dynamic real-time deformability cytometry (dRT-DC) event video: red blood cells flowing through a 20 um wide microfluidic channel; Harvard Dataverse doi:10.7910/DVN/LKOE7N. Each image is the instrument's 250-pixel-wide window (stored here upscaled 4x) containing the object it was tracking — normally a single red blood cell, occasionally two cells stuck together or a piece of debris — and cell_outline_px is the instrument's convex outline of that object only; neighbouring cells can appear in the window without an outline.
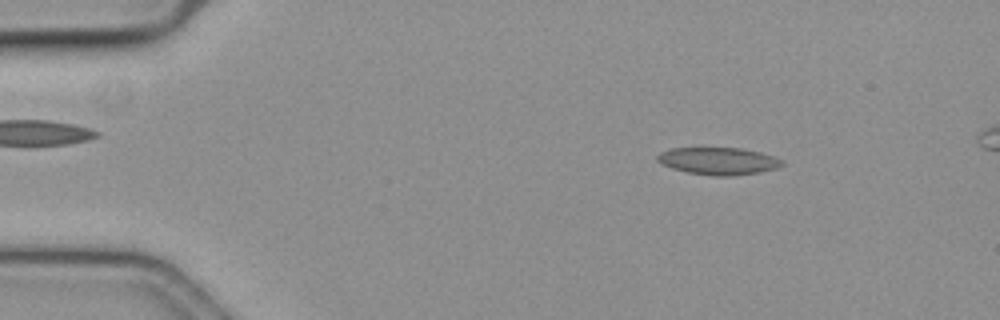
{"species": "common noctule bat (a hibernating species)", "species_latin": "Nyctalus noctula", "temperature_condition": "cold", "stored_images_in_passage": 51, "camera_frame_rate_fps": 3000, "um_per_image_px": 0.085, "animal": {"sex": "female", "body_mass_g": 19.3, "forearm_length_mm": 54.1}, "frame": {"image": 1, "passage_image": 2, "time_ms": 0.333, "image_size_px": [1000, 320], "cell_outline_px": [[784, 164], [776, 168], [760, 172], [728, 176], [716, 176], [688, 172], [672, 168], [656, 160], [656, 156], [660, 152], [672, 148], [740, 148], [760, 152], [776, 156], [784, 160]], "centroid_in_image_um": [61.1, 13.68], "position_along_channel_um": 23.9, "area_um2": 19.77}}
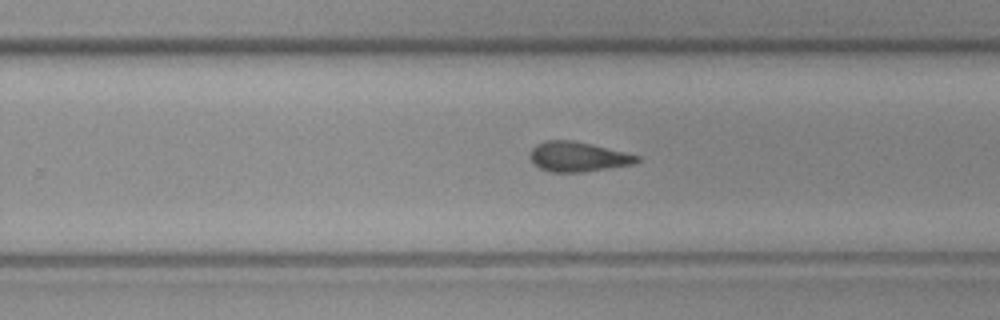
{"frame": {"image": 2, "passage_image": 30, "time_ms": 9.667, "image_size_px": [1000, 320], "cell_outline_px": [[640, 160], [632, 164], [584, 172], [552, 172], [540, 168], [528, 156], [532, 148], [536, 144], [544, 140], [572, 140], [640, 156]], "centroid_in_image_um": [49.08, 13.32], "position_along_channel_um": 280.7, "area_um2": 18.32}}
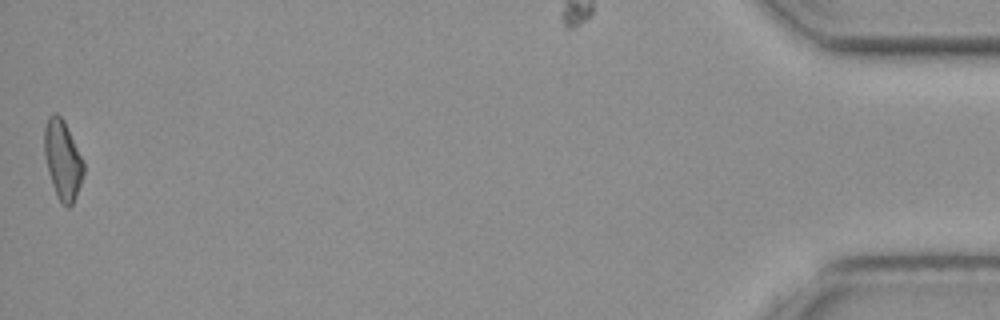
{"frame": {"image": 3, "passage_image": 51, "time_ms": 16.667, "image_size_px": [1000, 320], "cell_outline_px": [[84, 172], [80, 184], [72, 204], [68, 208], [60, 204], [56, 196], [52, 184], [44, 156], [44, 128], [48, 116], [56, 112], [64, 120], [84, 160]], "centroid_in_image_um": [5.32, 13.58], "position_along_channel_um": 429.9, "area_um2": 18.26}, "authors_computed_cell_mechanics": {"area_um2": 18.496, "velocity_mm_per_s": 3.5692, "shape_relaxation_time_tau1_ms": null, "shape_relaxation_time_tau2_ms": 3.5063, "deformation_change_tau1": null, "deformation_change_tau2": 0.1114}}